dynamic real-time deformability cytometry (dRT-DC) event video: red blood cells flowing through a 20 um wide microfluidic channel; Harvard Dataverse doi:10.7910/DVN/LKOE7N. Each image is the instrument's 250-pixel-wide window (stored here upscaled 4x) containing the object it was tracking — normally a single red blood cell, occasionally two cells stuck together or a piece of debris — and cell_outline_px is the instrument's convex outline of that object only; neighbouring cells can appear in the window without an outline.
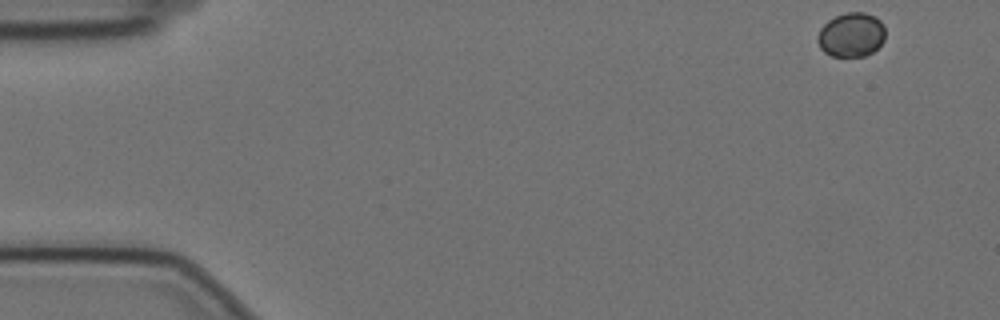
{"species": "Egyptian fruit bat (a non-hibernating species)", "species_latin": "Rousettus aegyptiacus", "temperature_condition": "cold", "stored_images_in_passage": 55, "camera_frame_rate_fps": 3000, "um_per_image_px": 0.085, "animal": {"sex": "female"}, "frame": {"image": 1, "passage_image": 1, "time_ms": 0.0, "image_size_px": [1000, 320], "cell_outline_px": [[884, 40], [872, 52], [864, 56], [832, 56], [824, 52], [820, 48], [816, 40], [816, 36], [820, 28], [828, 20], [836, 16], [848, 12], [864, 12], [880, 20], [884, 24]], "centroid_in_image_um": [72.33, 2.96], "position_along_channel_um": 12.7, "area_um2": 17.46}}
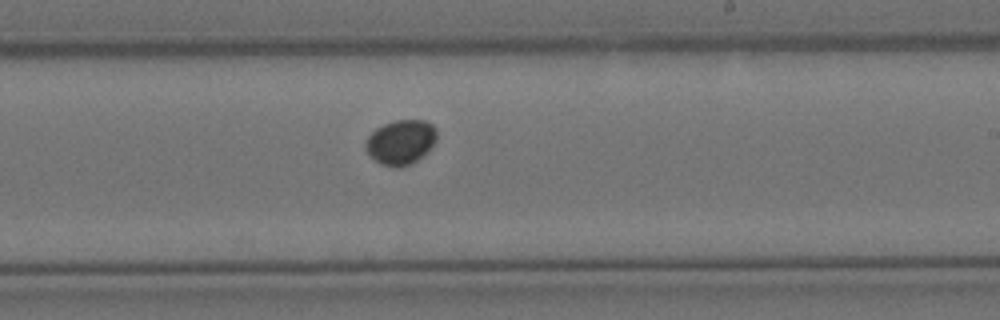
{"frame": {"image": 2, "passage_image": 32, "time_ms": 10.333, "image_size_px": [1000, 320], "cell_outline_px": [[436, 140], [412, 164], [400, 168], [392, 168], [380, 164], [364, 148], [364, 144], [368, 136], [376, 128], [384, 124], [396, 120], [424, 120], [432, 124], [436, 128]], "centroid_in_image_um": [34.03, 12.08], "position_along_channel_um": 255.0, "area_um2": 18.38}}
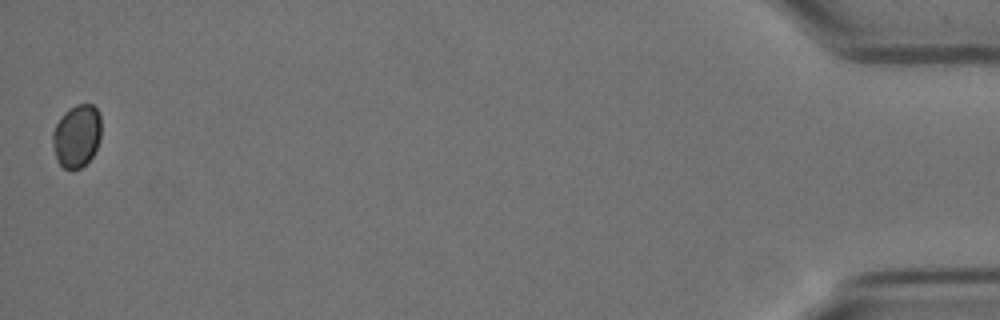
{"frame": {"image": 3, "passage_image": 55, "time_ms": 18.0, "image_size_px": [1000, 320], "cell_outline_px": [[100, 140], [92, 156], [80, 168], [64, 168], [56, 160], [52, 144], [52, 132], [60, 116], [68, 108], [76, 104], [92, 104], [96, 108], [100, 116]], "centroid_in_image_um": [6.5, 11.52], "position_along_channel_um": 428.7, "area_um2": 17.8}}